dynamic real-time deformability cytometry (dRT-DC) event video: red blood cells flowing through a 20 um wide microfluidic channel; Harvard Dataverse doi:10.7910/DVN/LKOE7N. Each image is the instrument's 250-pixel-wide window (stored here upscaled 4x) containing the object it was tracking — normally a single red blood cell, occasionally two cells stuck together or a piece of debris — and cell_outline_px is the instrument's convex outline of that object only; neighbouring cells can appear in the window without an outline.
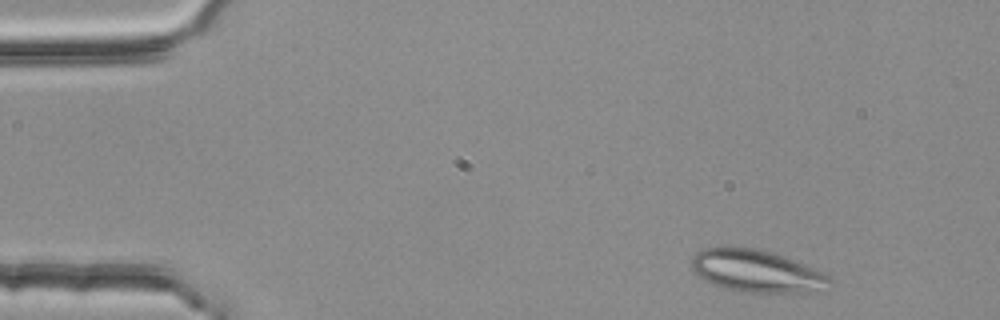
{"species": "common noctule bat (a hibernating species)", "species_latin": "Nyctalus noctula", "temperature_condition": "room temperature", "stored_images_in_passage": 3, "camera_frame_rate_fps": 3000, "um_per_image_px": 0.085, "animal": {"sex": "female", "body_mass_g": 25.1}, "frame": {"image": 1, "passage_image": 1, "time_ms": 0.0, "image_size_px": [1000, 320], "cell_outline_px": [[836, 280], [828, 292], [748, 292], [724, 288], [712, 284], [700, 276], [692, 268], [692, 256], [696, 252], [704, 248], [724, 244], [752, 248], [768, 252], [804, 264]], "centroid_in_image_um": [64.34, 23.04], "position_along_channel_um": 20.7, "area_um2": 34.39}}